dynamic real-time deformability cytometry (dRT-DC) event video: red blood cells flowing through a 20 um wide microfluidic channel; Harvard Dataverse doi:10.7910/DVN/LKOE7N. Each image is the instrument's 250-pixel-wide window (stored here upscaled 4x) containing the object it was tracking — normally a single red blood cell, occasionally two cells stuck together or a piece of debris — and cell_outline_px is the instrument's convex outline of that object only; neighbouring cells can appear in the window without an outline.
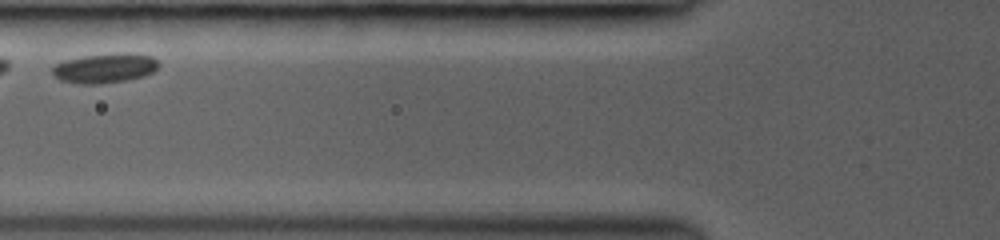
{"species": "common noctule bat (a hibernating species)", "species_latin": "Nyctalus noctula", "temperature_condition": "room temperature", "stored_images_in_passage": 11, "camera_frame_rate_fps": 3000, "um_per_image_px": 0.085, "animal": {"sex": "female", "body_mass_g": 19.0, "forearm_length_mm": 53.3}, "frame": {"image": 1, "passage_image": 4, "time_ms": 1.667, "image_size_px": [1000, 240], "cell_outline_px": [[160, 64], [152, 72], [144, 76], [128, 80], [100, 84], [76, 84], [60, 80], [52, 76], [52, 68], [56, 64], [64, 60], [84, 56], [112, 52], [132, 52], [152, 56]], "centroid_in_image_um": [8.9, 5.78], "position_along_channel_um": 116.9, "area_um2": 18.79}}
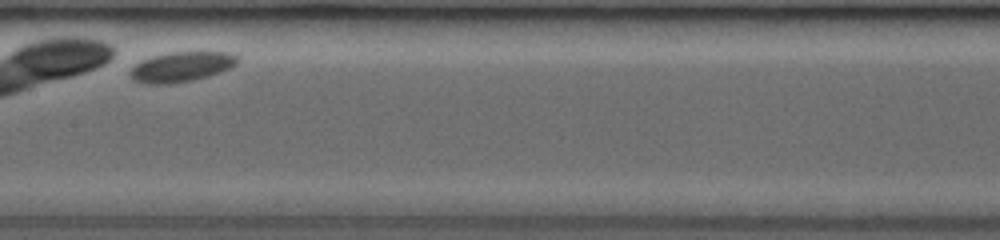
{"frame": {"image": 2, "passage_image": 8, "time_ms": 3.667, "image_size_px": [1000, 240], "cell_outline_px": [[240, 60], [236, 64], [220, 72], [208, 76], [192, 80], [168, 84], [144, 84], [136, 80], [128, 72], [140, 60], [148, 56], [168, 52], [228, 52], [240, 56]], "centroid_in_image_um": [15.41, 5.66], "position_along_channel_um": 192.0, "area_um2": 18.9}}